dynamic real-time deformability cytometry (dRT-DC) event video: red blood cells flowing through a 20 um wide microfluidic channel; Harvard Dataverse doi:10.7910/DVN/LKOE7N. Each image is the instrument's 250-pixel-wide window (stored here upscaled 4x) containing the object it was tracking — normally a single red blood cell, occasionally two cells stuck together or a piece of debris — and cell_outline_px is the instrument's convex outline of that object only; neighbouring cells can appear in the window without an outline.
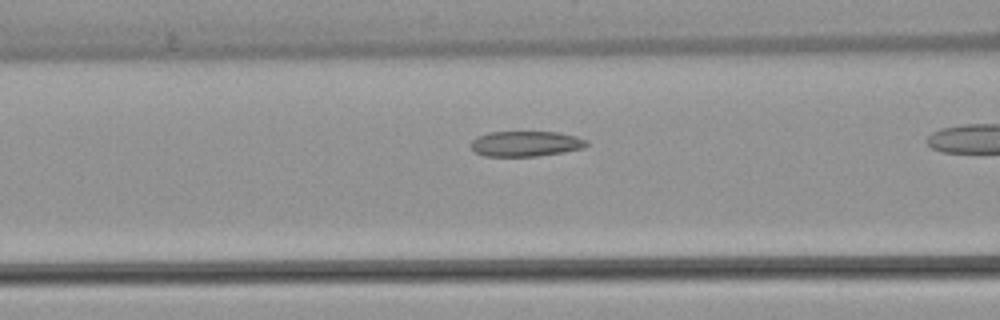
{"species": "common noctule bat (a hibernating species)", "species_latin": "Nyctalus noctula", "temperature_condition": "warm", "stored_images_in_passage": 35, "camera_frame_rate_fps": 3000, "um_per_image_px": 0.085, "animal": {"sex": "female", "body_mass_g": 22.7, "forearm_length_mm": 54.2}, "frame": {"image": 1, "passage_image": 16, "time_ms": 5.0, "image_size_px": [1000, 320], "cell_outline_px": [[588, 144], [584, 148], [564, 152], [536, 156], [484, 156], [476, 152], [468, 144], [476, 136], [488, 132], [556, 132], [576, 136], [588, 140]], "centroid_in_image_um": [44.67, 12.21], "position_along_channel_um": 121.9, "area_um2": 17.22}}